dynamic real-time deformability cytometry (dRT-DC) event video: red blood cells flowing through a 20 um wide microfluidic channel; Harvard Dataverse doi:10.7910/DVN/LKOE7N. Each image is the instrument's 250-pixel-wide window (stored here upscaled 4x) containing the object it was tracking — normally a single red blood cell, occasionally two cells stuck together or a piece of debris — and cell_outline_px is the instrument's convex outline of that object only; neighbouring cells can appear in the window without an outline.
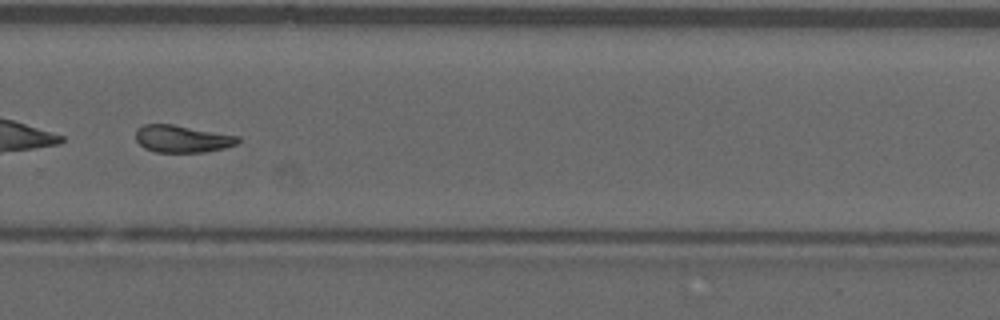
{"species": "common noctule bat (a hibernating species)", "species_latin": "Nyctalus noctula", "temperature_condition": "warm", "stored_images_in_passage": 51, "camera_frame_rate_fps": 3000, "um_per_image_px": 0.085, "animal": {"sex": "male", "forearm_length_mm": 52.5}, "frame": {"image": 1, "passage_image": 37, "time_ms": 12.0, "image_size_px": [1000, 320], "cell_outline_px": [[240, 140], [236, 144], [224, 148], [204, 152], [156, 152], [144, 148], [136, 140], [136, 128], [144, 124], [172, 124], [240, 136]], "centroid_in_image_um": [15.48, 11.79], "position_along_channel_um": 314.3, "area_um2": 16.24}, "authors_computed_cell_mechanics": {"area_um2": 17.8602, "velocity_mm_per_s": 3.9078, "shape_relaxation_time_tau1_ms": 1.3795, "shape_relaxation_time_tau2_ms": 10.2777, "deformation_change_tau1": 0.2619, "deformation_change_tau2": 0.1934}}